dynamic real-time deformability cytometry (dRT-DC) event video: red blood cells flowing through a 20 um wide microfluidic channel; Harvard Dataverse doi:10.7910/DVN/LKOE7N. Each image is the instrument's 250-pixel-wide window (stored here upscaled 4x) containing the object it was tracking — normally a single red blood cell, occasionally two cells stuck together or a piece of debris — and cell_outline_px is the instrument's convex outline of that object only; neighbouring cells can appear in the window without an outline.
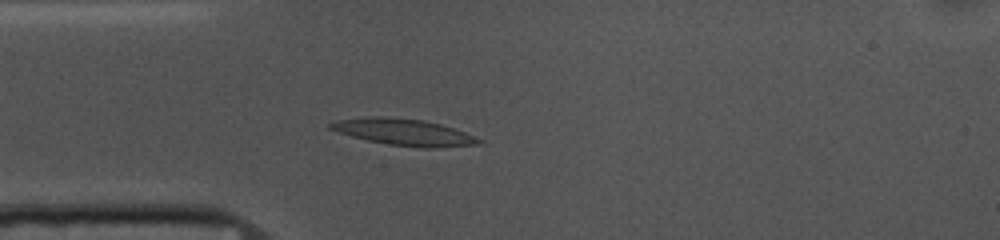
{"species": "common noctule bat (a hibernating species)", "species_latin": "Nyctalus noctula", "temperature_condition": "cold", "stored_images_in_passage": 47, "camera_frame_rate_fps": 3000, "um_per_image_px": 0.085, "animal": {"sex": "female", "body_mass_g": 10.0, "forearm_length_mm": 53.1}, "frame": {"image": 1, "passage_image": 12, "time_ms": 3.667, "image_size_px": [1000, 240], "cell_outline_px": [[484, 144], [432, 148], [424, 148], [388, 144], [368, 140], [352, 136], [328, 128], [328, 124], [336, 120], [368, 116], [384, 116], [424, 120], [440, 124], [464, 132], [484, 140]], "centroid_in_image_um": [34.35, 11.23], "position_along_channel_um": 50.6, "area_um2": 22.95}}
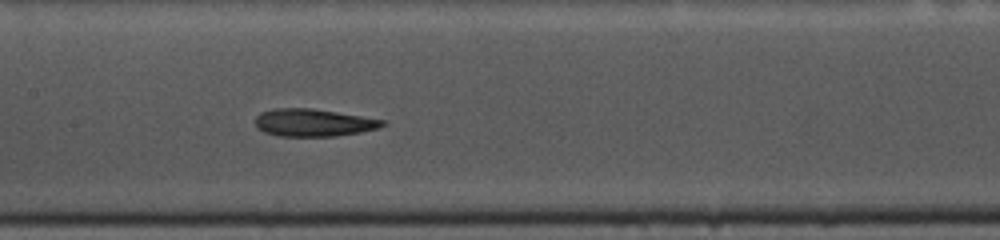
{"frame": {"image": 2, "passage_image": 23, "time_ms": 7.333, "image_size_px": [1000, 240], "cell_outline_px": [[388, 124], [380, 128], [360, 132], [336, 136], [276, 136], [264, 132], [256, 128], [256, 116], [260, 112], [272, 108], [312, 108], [388, 120]], "centroid_in_image_um": [26.67, 10.42], "position_along_channel_um": 180.7, "area_um2": 20.75}}
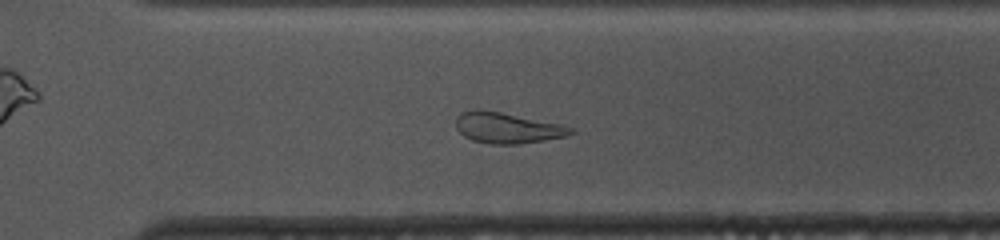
{"frame": {"image": 3, "passage_image": 35, "time_ms": 11.333, "image_size_px": [1000, 240], "cell_outline_px": [[576, 132], [564, 136], [544, 140], [520, 144], [488, 144], [472, 140], [464, 136], [456, 128], [456, 116], [460, 112], [476, 108], [480, 108], [560, 124], [576, 128]], "centroid_in_image_um": [43.08, 10.86], "position_along_channel_um": 327.5, "area_um2": 20.75}, "authors_computed_cell_mechanics": {"area_um2": 20.8658, "velocity_mm_per_s": 3.6917, "shape_relaxation_time_tau1_ms": 5.0559, "shape_relaxation_time_tau2_ms": 4.9391, "deformation_change_tau1": 0.1728, "deformation_change_tau2": 0.1383}}